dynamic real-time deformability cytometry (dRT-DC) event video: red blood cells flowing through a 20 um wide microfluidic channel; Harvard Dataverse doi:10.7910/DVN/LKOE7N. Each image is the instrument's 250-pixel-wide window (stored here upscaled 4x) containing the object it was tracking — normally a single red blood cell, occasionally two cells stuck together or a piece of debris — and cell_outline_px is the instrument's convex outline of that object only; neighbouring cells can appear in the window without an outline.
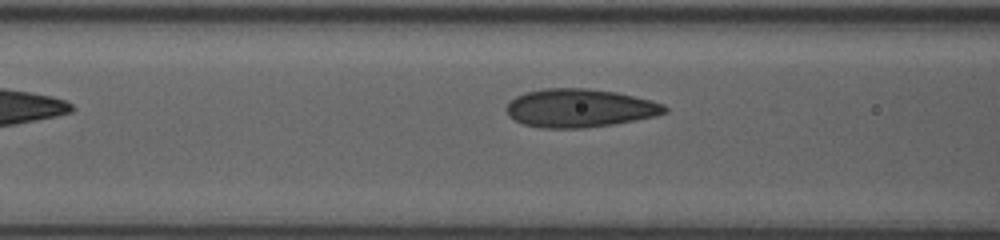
{"species": "human", "species_latin": "Homo sapiens", "temperature_condition": "room temperature", "stored_images_in_passage": 5, "segment_of_instrument_passage": [2, 2], "camera_frame_rate_fps": 3000, "um_per_image_px": 0.085, "donor": {"sex": "female"}, "frame": {"image": 1, "passage_image": 5, "time_ms": 3.333, "image_size_px": [1000, 240], "cell_outline_px": [[668, 112], [652, 116], [612, 124], [580, 128], [540, 128], [524, 124], [508, 116], [504, 108], [516, 96], [524, 92], [544, 88], [588, 88], [616, 92], [652, 100], [664, 104], [668, 108]], "centroid_in_image_um": [49.24, 9.18], "position_along_channel_um": 117.4, "area_um2": 35.32}}